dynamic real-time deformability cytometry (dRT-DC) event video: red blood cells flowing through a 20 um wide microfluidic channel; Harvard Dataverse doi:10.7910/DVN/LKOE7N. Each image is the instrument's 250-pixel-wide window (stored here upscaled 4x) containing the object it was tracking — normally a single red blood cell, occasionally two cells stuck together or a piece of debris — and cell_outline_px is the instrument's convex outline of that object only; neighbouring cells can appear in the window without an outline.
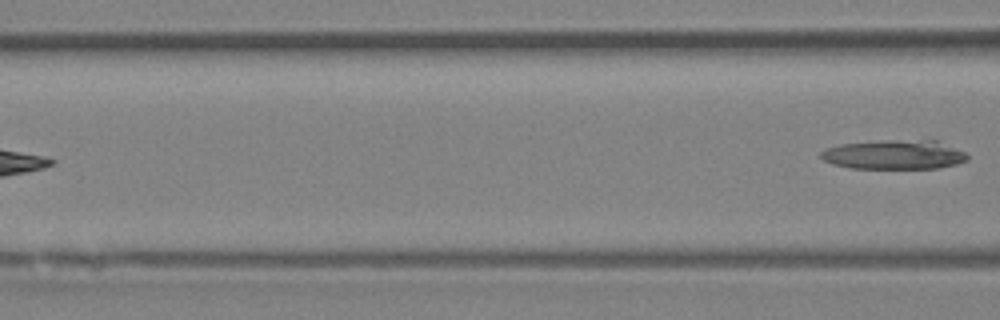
{"species": "Egyptian fruit bat (a non-hibernating species)", "species_latin": "Rousettus aegyptiacus", "temperature_condition": "room temperature", "stored_images_in_passage": 7, "camera_frame_rate_fps": 3000, "um_per_image_px": 0.085, "animal": {"sex": "female"}, "frame": {"image": 1, "passage_image": 7, "time_ms": 7.0, "image_size_px": [1000, 320], "cell_outline_px": [[968, 160], [956, 164], [936, 168], [848, 168], [832, 164], [824, 160], [820, 156], [820, 152], [824, 148], [840, 144], [884, 140], [936, 140], [968, 152]], "centroid_in_image_um": [76.01, 13.14], "position_along_channel_um": 90.6, "area_um2": 25.26}}